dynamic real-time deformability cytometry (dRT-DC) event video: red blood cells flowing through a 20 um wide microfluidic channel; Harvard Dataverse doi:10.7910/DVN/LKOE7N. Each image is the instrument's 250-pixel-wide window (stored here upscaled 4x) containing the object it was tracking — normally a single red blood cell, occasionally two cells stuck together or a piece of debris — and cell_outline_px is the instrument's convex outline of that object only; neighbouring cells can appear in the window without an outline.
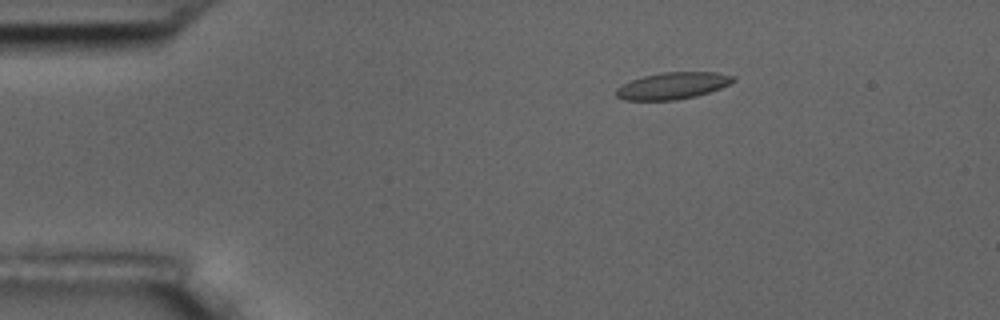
{"species": "common noctule bat (a hibernating species)", "species_latin": "Nyctalus noctula", "temperature_condition": "room temperature", "stored_images_in_passage": 4, "camera_frame_rate_fps": 3000, "um_per_image_px": 0.085, "animal": {"sex": "male", "body_mass_g": 17.5, "forearm_length_mm": 52.3}, "frame": {"image": 1, "passage_image": 2, "time_ms": 1.0, "image_size_px": [1000, 320], "cell_outline_px": [[736, 80], [720, 88], [696, 96], [676, 100], [624, 100], [616, 96], [616, 88], [632, 80], [644, 76], [664, 72], [716, 72], [736, 76]], "centroid_in_image_um": [57.2, 7.28], "position_along_channel_um": 27.8, "area_um2": 18.15}}